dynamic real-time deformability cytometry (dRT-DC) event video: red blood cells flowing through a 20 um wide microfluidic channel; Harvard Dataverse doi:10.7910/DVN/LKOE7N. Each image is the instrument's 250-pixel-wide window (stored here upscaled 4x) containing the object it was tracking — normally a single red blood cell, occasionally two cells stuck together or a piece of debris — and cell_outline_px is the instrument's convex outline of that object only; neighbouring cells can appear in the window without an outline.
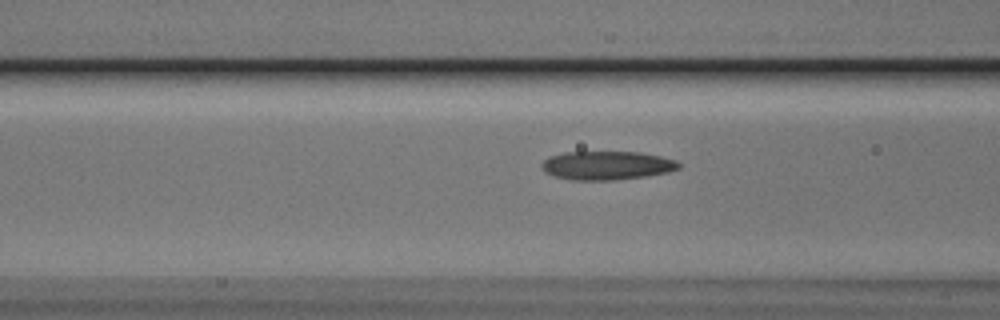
{"species": "Egyptian fruit bat (a non-hibernating species)", "species_latin": "Rousettus aegyptiacus", "temperature_condition": "cold", "stored_images_in_passage": 20, "camera_frame_rate_fps": 3000, "um_per_image_px": 0.085, "animal": {"sex": "male"}, "frame": {"image": 1, "passage_image": 18, "time_ms": 5.667, "image_size_px": [1000, 320], "cell_outline_px": [[680, 168], [668, 172], [648, 176], [612, 180], [572, 180], [552, 176], [544, 172], [540, 168], [540, 164], [548, 156], [564, 152], [640, 152], [660, 156], [676, 160], [680, 164]], "centroid_in_image_um": [51.54, 14.06], "position_along_channel_um": 115.1, "area_um2": 23.18}}